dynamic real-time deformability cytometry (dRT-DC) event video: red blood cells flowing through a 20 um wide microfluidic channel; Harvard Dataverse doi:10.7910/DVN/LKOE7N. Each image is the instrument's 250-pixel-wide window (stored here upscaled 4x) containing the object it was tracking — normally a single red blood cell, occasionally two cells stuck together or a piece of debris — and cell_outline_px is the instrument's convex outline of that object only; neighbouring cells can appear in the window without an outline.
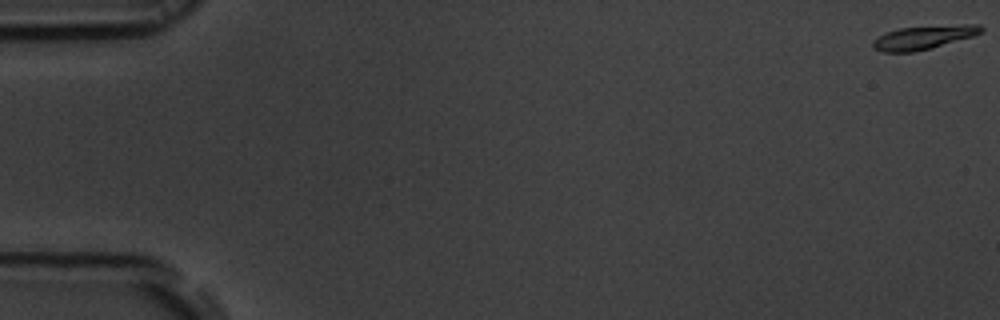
{"species": "common noctule bat (a hibernating species)", "species_latin": "Nyctalus noctula", "temperature_condition": "room temperature", "stored_images_in_passage": 9, "camera_frame_rate_fps": 3000, "um_per_image_px": 0.085, "animal": {"sex": "male", "body_mass_g": 19.5, "forearm_length_mm": 54.6}, "frame": {"image": 1, "passage_image": 1, "time_ms": 0.0, "image_size_px": [1000, 320], "cell_outline_px": [[984, 28], [980, 32], [972, 36], [932, 48], [912, 52], [884, 52], [872, 48], [872, 40], [888, 32], [900, 28], [960, 24], [980, 24]], "centroid_in_image_um": [78.5, 3.18], "position_along_channel_um": 6.5, "area_um2": 14.8}}